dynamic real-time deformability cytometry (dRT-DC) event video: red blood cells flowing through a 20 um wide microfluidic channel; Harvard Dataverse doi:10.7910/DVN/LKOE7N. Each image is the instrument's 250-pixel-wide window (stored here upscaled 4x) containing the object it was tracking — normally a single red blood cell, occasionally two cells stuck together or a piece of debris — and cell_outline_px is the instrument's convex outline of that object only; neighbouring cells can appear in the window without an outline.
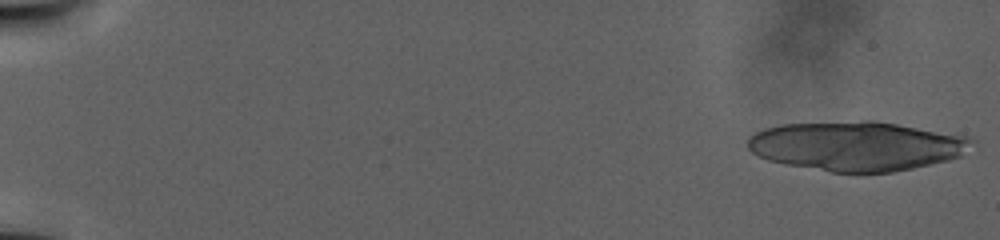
{"species": "human", "species_latin": "Homo sapiens", "temperature_condition": "warm", "stored_images_in_passage": 13, "camera_frame_rate_fps": 3000, "um_per_image_px": 0.085, "donor": {"sex": "male"}, "frame": {"image": 1, "passage_image": 1, "time_ms": 0.0, "image_size_px": [1000, 240], "cell_outline_px": [[976, 140], [960, 156], [948, 160], [912, 168], [892, 172], [832, 172], [784, 164], [768, 160], [752, 152], [748, 148], [748, 140], [756, 132], [764, 128], [780, 124], [864, 120], [876, 120], [968, 136]], "centroid_in_image_um": [72.81, 12.4], "position_along_channel_um": 12.2, "area_um2": 64.5}}